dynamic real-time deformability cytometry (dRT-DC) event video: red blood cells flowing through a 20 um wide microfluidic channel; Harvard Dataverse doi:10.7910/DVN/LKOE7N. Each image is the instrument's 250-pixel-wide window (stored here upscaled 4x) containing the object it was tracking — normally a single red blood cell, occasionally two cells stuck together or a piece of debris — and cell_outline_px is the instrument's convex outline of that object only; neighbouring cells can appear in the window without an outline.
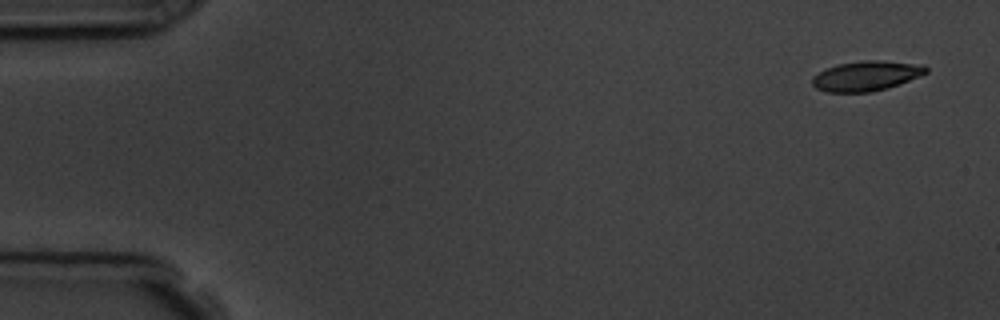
{"species": "common noctule bat (a hibernating species)", "species_latin": "Nyctalus noctula", "temperature_condition": "room temperature", "stored_images_in_passage": 4, "camera_frame_rate_fps": 3000, "um_per_image_px": 0.085, "animal": {"sex": "male", "body_mass_g": 19.5, "forearm_length_mm": 54.6}, "frame": {"image": 1, "passage_image": 1, "time_ms": 0.0, "image_size_px": [1000, 320], "cell_outline_px": [[928, 72], [920, 76], [900, 84], [888, 88], [872, 92], [828, 92], [816, 88], [812, 84], [812, 76], [824, 68], [836, 64], [864, 60], [880, 60], [924, 64], [928, 68]], "centroid_in_image_um": [73.64, 6.44], "position_along_channel_um": 11.4, "area_um2": 20.17}}
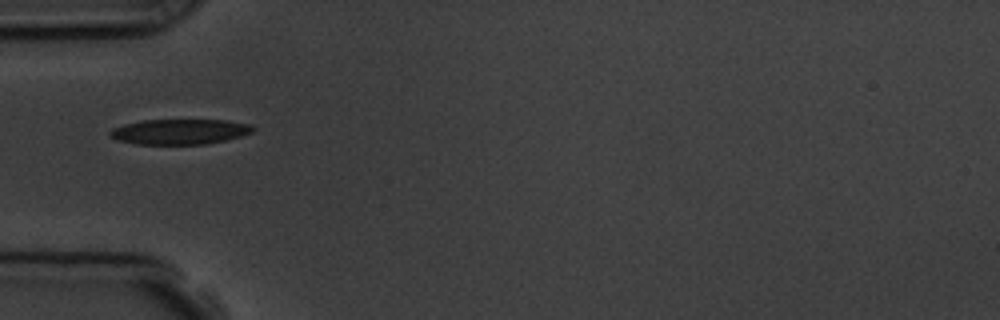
{"frame": {"image": 2, "passage_image": 4, "time_ms": 5.0, "image_size_px": [1000, 320], "cell_outline_px": [[256, 128], [252, 132], [240, 136], [208, 144], [136, 144], [116, 140], [108, 136], [108, 132], [112, 128], [124, 124], [144, 120], [228, 120], [252, 124]], "centroid_in_image_um": [15.26, 11.19], "position_along_channel_um": 69.7, "area_um2": 21.21}}